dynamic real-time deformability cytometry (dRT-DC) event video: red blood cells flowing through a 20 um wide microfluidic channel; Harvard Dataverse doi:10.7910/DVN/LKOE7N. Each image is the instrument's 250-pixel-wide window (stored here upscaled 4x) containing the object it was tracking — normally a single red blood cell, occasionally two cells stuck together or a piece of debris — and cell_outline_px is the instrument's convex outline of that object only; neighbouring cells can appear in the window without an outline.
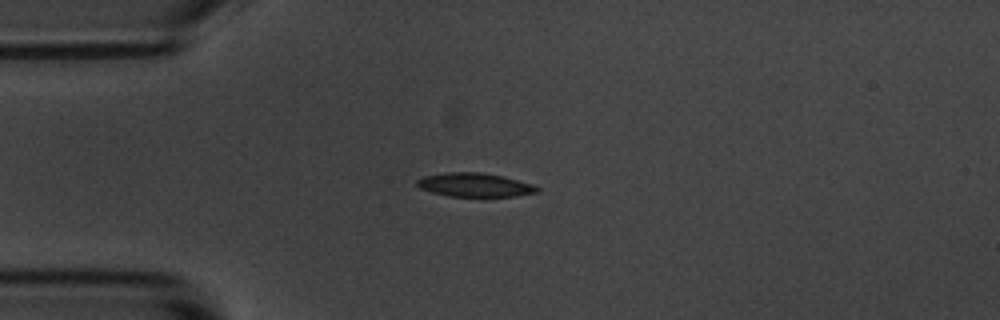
{"species": "common noctule bat (a hibernating species)", "species_latin": "Nyctalus noctula", "temperature_condition": "room temperature", "stored_images_in_passage": 35, "camera_frame_rate_fps": 3000, "um_per_image_px": 0.085, "animal": {"sex": "male", "body_mass_g": 20.1, "forearm_length_mm": 53.5}, "frame": {"image": 1, "passage_image": 1, "time_ms": 0.0, "image_size_px": [1000, 320], "cell_outline_px": [[540, 192], [516, 196], [448, 196], [432, 192], [420, 188], [416, 184], [416, 180], [424, 176], [444, 172], [480, 172], [500, 176], [532, 184], [540, 188]], "centroid_in_image_um": [40.34, 15.72], "position_along_channel_um": 44.7, "area_um2": 16.53}}
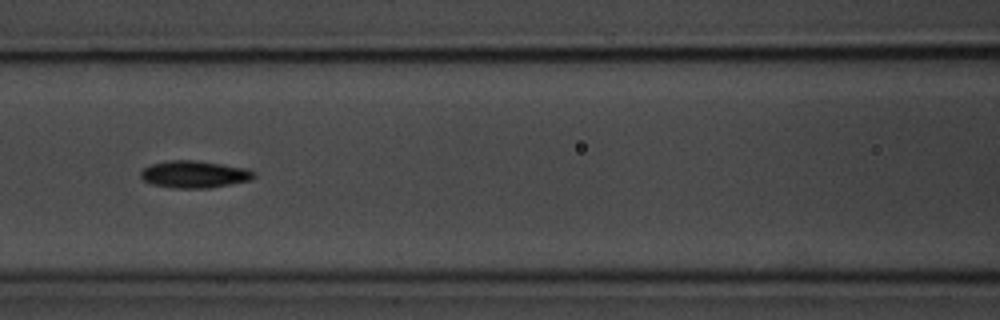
{"frame": {"image": 2, "passage_image": 11, "time_ms": 3.333, "image_size_px": [1000, 320], "cell_outline_px": [[256, 176], [252, 180], [208, 188], [176, 188], [152, 184], [144, 180], [140, 176], [140, 172], [144, 168], [152, 164], [168, 160], [196, 160], [248, 168], [256, 172]], "centroid_in_image_um": [16.56, 14.81], "position_along_channel_um": 150.0, "area_um2": 17.98}}
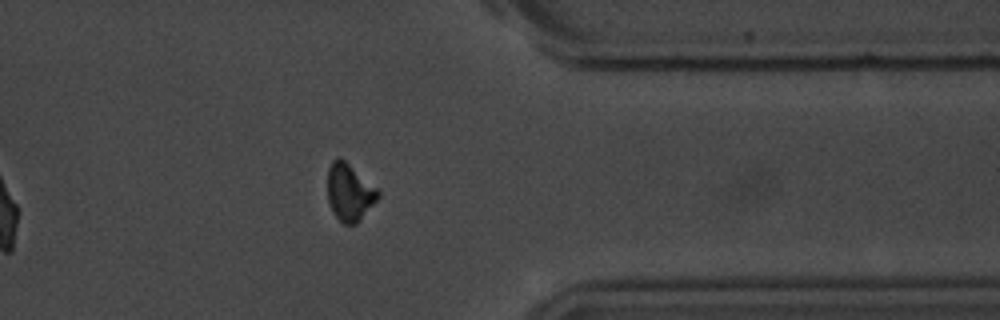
{"frame": {"image": 3, "passage_image": 31, "time_ms": 10.0, "image_size_px": [1000, 320], "cell_outline_px": [[380, 196], [360, 220], [356, 224], [344, 224], [332, 212], [328, 200], [328, 168], [332, 160], [336, 156], [340, 156], [376, 188], [380, 192]], "centroid_in_image_um": [29.69, 16.33], "position_along_channel_um": 381.7, "area_um2": 16.7}, "authors_computed_cell_mechanics": {"area_um2": 17.2244, "velocity_mm_per_s": 3.6444, "shape_relaxation_time_tau1_ms": 2.7645, "shape_relaxation_time_tau2_ms": null, "deformation_change_tau1": 0.1042, "deformation_change_tau2": null}}